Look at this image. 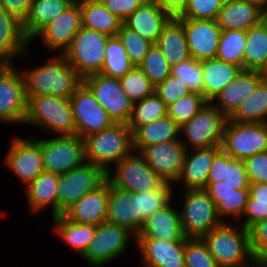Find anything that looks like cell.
<instances>
[{
	"label": "cell",
	"mask_w": 267,
	"mask_h": 267,
	"mask_svg": "<svg viewBox=\"0 0 267 267\" xmlns=\"http://www.w3.org/2000/svg\"><path fill=\"white\" fill-rule=\"evenodd\" d=\"M50 57L41 65L21 71L26 81L27 99L44 95L69 99L83 84V78L63 55Z\"/></svg>",
	"instance_id": "1"
},
{
	"label": "cell",
	"mask_w": 267,
	"mask_h": 267,
	"mask_svg": "<svg viewBox=\"0 0 267 267\" xmlns=\"http://www.w3.org/2000/svg\"><path fill=\"white\" fill-rule=\"evenodd\" d=\"M201 239L219 267H259L251 252L248 229L232 222H222Z\"/></svg>",
	"instance_id": "2"
},
{
	"label": "cell",
	"mask_w": 267,
	"mask_h": 267,
	"mask_svg": "<svg viewBox=\"0 0 267 267\" xmlns=\"http://www.w3.org/2000/svg\"><path fill=\"white\" fill-rule=\"evenodd\" d=\"M85 161L106 172L134 152L133 132L127 124H114L83 138Z\"/></svg>",
	"instance_id": "3"
},
{
	"label": "cell",
	"mask_w": 267,
	"mask_h": 267,
	"mask_svg": "<svg viewBox=\"0 0 267 267\" xmlns=\"http://www.w3.org/2000/svg\"><path fill=\"white\" fill-rule=\"evenodd\" d=\"M24 124L38 128L41 130L39 132H45L49 136L75 135L70 100L61 97L49 95L30 97Z\"/></svg>",
	"instance_id": "4"
},
{
	"label": "cell",
	"mask_w": 267,
	"mask_h": 267,
	"mask_svg": "<svg viewBox=\"0 0 267 267\" xmlns=\"http://www.w3.org/2000/svg\"><path fill=\"white\" fill-rule=\"evenodd\" d=\"M132 240L135 248L136 234L133 231L105 221L96 226L94 238L81 260L84 259L90 267H106L127 252Z\"/></svg>",
	"instance_id": "5"
},
{
	"label": "cell",
	"mask_w": 267,
	"mask_h": 267,
	"mask_svg": "<svg viewBox=\"0 0 267 267\" xmlns=\"http://www.w3.org/2000/svg\"><path fill=\"white\" fill-rule=\"evenodd\" d=\"M30 133L40 145L43 168L58 176L65 174L85 161L84 142L77 135H59L44 138Z\"/></svg>",
	"instance_id": "6"
},
{
	"label": "cell",
	"mask_w": 267,
	"mask_h": 267,
	"mask_svg": "<svg viewBox=\"0 0 267 267\" xmlns=\"http://www.w3.org/2000/svg\"><path fill=\"white\" fill-rule=\"evenodd\" d=\"M16 63H0V126L24 125L28 99L22 69Z\"/></svg>",
	"instance_id": "7"
},
{
	"label": "cell",
	"mask_w": 267,
	"mask_h": 267,
	"mask_svg": "<svg viewBox=\"0 0 267 267\" xmlns=\"http://www.w3.org/2000/svg\"><path fill=\"white\" fill-rule=\"evenodd\" d=\"M179 209L181 228L187 238H201L222 223L213 199L204 189L183 190Z\"/></svg>",
	"instance_id": "8"
},
{
	"label": "cell",
	"mask_w": 267,
	"mask_h": 267,
	"mask_svg": "<svg viewBox=\"0 0 267 267\" xmlns=\"http://www.w3.org/2000/svg\"><path fill=\"white\" fill-rule=\"evenodd\" d=\"M228 117L211 102L180 127V140L186 150L221 146Z\"/></svg>",
	"instance_id": "9"
},
{
	"label": "cell",
	"mask_w": 267,
	"mask_h": 267,
	"mask_svg": "<svg viewBox=\"0 0 267 267\" xmlns=\"http://www.w3.org/2000/svg\"><path fill=\"white\" fill-rule=\"evenodd\" d=\"M108 37L82 27L62 55L83 79L98 74L103 66Z\"/></svg>",
	"instance_id": "10"
},
{
	"label": "cell",
	"mask_w": 267,
	"mask_h": 267,
	"mask_svg": "<svg viewBox=\"0 0 267 267\" xmlns=\"http://www.w3.org/2000/svg\"><path fill=\"white\" fill-rule=\"evenodd\" d=\"M107 181L106 171L88 161L59 176L57 193V216L62 215L82 196Z\"/></svg>",
	"instance_id": "11"
},
{
	"label": "cell",
	"mask_w": 267,
	"mask_h": 267,
	"mask_svg": "<svg viewBox=\"0 0 267 267\" xmlns=\"http://www.w3.org/2000/svg\"><path fill=\"white\" fill-rule=\"evenodd\" d=\"M106 178L110 185L132 193L157 189L164 183L139 152L135 151L115 163L106 172Z\"/></svg>",
	"instance_id": "12"
},
{
	"label": "cell",
	"mask_w": 267,
	"mask_h": 267,
	"mask_svg": "<svg viewBox=\"0 0 267 267\" xmlns=\"http://www.w3.org/2000/svg\"><path fill=\"white\" fill-rule=\"evenodd\" d=\"M221 149L239 160L266 152L267 123H239L227 120Z\"/></svg>",
	"instance_id": "13"
},
{
	"label": "cell",
	"mask_w": 267,
	"mask_h": 267,
	"mask_svg": "<svg viewBox=\"0 0 267 267\" xmlns=\"http://www.w3.org/2000/svg\"><path fill=\"white\" fill-rule=\"evenodd\" d=\"M83 83L90 89L115 124L129 122L133 102L122 89L119 78L98 73L85 77Z\"/></svg>",
	"instance_id": "14"
},
{
	"label": "cell",
	"mask_w": 267,
	"mask_h": 267,
	"mask_svg": "<svg viewBox=\"0 0 267 267\" xmlns=\"http://www.w3.org/2000/svg\"><path fill=\"white\" fill-rule=\"evenodd\" d=\"M23 137L18 134L11 137L9 148L2 161L5 168L26 187L45 170L40 145L31 136Z\"/></svg>",
	"instance_id": "15"
},
{
	"label": "cell",
	"mask_w": 267,
	"mask_h": 267,
	"mask_svg": "<svg viewBox=\"0 0 267 267\" xmlns=\"http://www.w3.org/2000/svg\"><path fill=\"white\" fill-rule=\"evenodd\" d=\"M69 100L75 124V135L82 139L115 124L84 83Z\"/></svg>",
	"instance_id": "16"
},
{
	"label": "cell",
	"mask_w": 267,
	"mask_h": 267,
	"mask_svg": "<svg viewBox=\"0 0 267 267\" xmlns=\"http://www.w3.org/2000/svg\"><path fill=\"white\" fill-rule=\"evenodd\" d=\"M82 28L79 3L75 1L70 7L47 24L30 42L41 40L46 51L62 55L71 44L74 36Z\"/></svg>",
	"instance_id": "17"
},
{
	"label": "cell",
	"mask_w": 267,
	"mask_h": 267,
	"mask_svg": "<svg viewBox=\"0 0 267 267\" xmlns=\"http://www.w3.org/2000/svg\"><path fill=\"white\" fill-rule=\"evenodd\" d=\"M138 152L164 182L174 184L177 181L186 154L180 139L146 146Z\"/></svg>",
	"instance_id": "18"
},
{
	"label": "cell",
	"mask_w": 267,
	"mask_h": 267,
	"mask_svg": "<svg viewBox=\"0 0 267 267\" xmlns=\"http://www.w3.org/2000/svg\"><path fill=\"white\" fill-rule=\"evenodd\" d=\"M185 30L192 59L201 61L215 58L221 36L216 20L176 18Z\"/></svg>",
	"instance_id": "19"
},
{
	"label": "cell",
	"mask_w": 267,
	"mask_h": 267,
	"mask_svg": "<svg viewBox=\"0 0 267 267\" xmlns=\"http://www.w3.org/2000/svg\"><path fill=\"white\" fill-rule=\"evenodd\" d=\"M186 240L164 241L152 238H136L137 254L143 267H185Z\"/></svg>",
	"instance_id": "20"
},
{
	"label": "cell",
	"mask_w": 267,
	"mask_h": 267,
	"mask_svg": "<svg viewBox=\"0 0 267 267\" xmlns=\"http://www.w3.org/2000/svg\"><path fill=\"white\" fill-rule=\"evenodd\" d=\"M28 50L30 42L23 33L22 22L0 6V63L27 60L33 55Z\"/></svg>",
	"instance_id": "21"
},
{
	"label": "cell",
	"mask_w": 267,
	"mask_h": 267,
	"mask_svg": "<svg viewBox=\"0 0 267 267\" xmlns=\"http://www.w3.org/2000/svg\"><path fill=\"white\" fill-rule=\"evenodd\" d=\"M220 150L221 146L186 150L181 173L173 185L181 184L182 190L205 189L214 156Z\"/></svg>",
	"instance_id": "22"
},
{
	"label": "cell",
	"mask_w": 267,
	"mask_h": 267,
	"mask_svg": "<svg viewBox=\"0 0 267 267\" xmlns=\"http://www.w3.org/2000/svg\"><path fill=\"white\" fill-rule=\"evenodd\" d=\"M174 199L162 210L152 214L144 221L136 238H152L164 241L187 240L181 228L179 207Z\"/></svg>",
	"instance_id": "23"
},
{
	"label": "cell",
	"mask_w": 267,
	"mask_h": 267,
	"mask_svg": "<svg viewBox=\"0 0 267 267\" xmlns=\"http://www.w3.org/2000/svg\"><path fill=\"white\" fill-rule=\"evenodd\" d=\"M109 197V183L85 194L62 215L76 223L99 225L106 221Z\"/></svg>",
	"instance_id": "24"
},
{
	"label": "cell",
	"mask_w": 267,
	"mask_h": 267,
	"mask_svg": "<svg viewBox=\"0 0 267 267\" xmlns=\"http://www.w3.org/2000/svg\"><path fill=\"white\" fill-rule=\"evenodd\" d=\"M262 80L263 77L258 71L242 70L214 97L211 103L229 117L243 100L256 90Z\"/></svg>",
	"instance_id": "25"
},
{
	"label": "cell",
	"mask_w": 267,
	"mask_h": 267,
	"mask_svg": "<svg viewBox=\"0 0 267 267\" xmlns=\"http://www.w3.org/2000/svg\"><path fill=\"white\" fill-rule=\"evenodd\" d=\"M265 18L267 13L254 3L246 0H225L216 21L221 30L247 31Z\"/></svg>",
	"instance_id": "26"
},
{
	"label": "cell",
	"mask_w": 267,
	"mask_h": 267,
	"mask_svg": "<svg viewBox=\"0 0 267 267\" xmlns=\"http://www.w3.org/2000/svg\"><path fill=\"white\" fill-rule=\"evenodd\" d=\"M106 221L129 228L136 235L140 230L138 197L132 192L109 184Z\"/></svg>",
	"instance_id": "27"
},
{
	"label": "cell",
	"mask_w": 267,
	"mask_h": 267,
	"mask_svg": "<svg viewBox=\"0 0 267 267\" xmlns=\"http://www.w3.org/2000/svg\"><path fill=\"white\" fill-rule=\"evenodd\" d=\"M171 17L153 0L145 1L123 23L141 37L156 44Z\"/></svg>",
	"instance_id": "28"
},
{
	"label": "cell",
	"mask_w": 267,
	"mask_h": 267,
	"mask_svg": "<svg viewBox=\"0 0 267 267\" xmlns=\"http://www.w3.org/2000/svg\"><path fill=\"white\" fill-rule=\"evenodd\" d=\"M58 181V175L44 171L24 187L31 214L38 215L44 209L50 208L51 218L57 216Z\"/></svg>",
	"instance_id": "29"
},
{
	"label": "cell",
	"mask_w": 267,
	"mask_h": 267,
	"mask_svg": "<svg viewBox=\"0 0 267 267\" xmlns=\"http://www.w3.org/2000/svg\"><path fill=\"white\" fill-rule=\"evenodd\" d=\"M203 75L202 96L211 102L214 97L243 70L217 58L200 61Z\"/></svg>",
	"instance_id": "30"
},
{
	"label": "cell",
	"mask_w": 267,
	"mask_h": 267,
	"mask_svg": "<svg viewBox=\"0 0 267 267\" xmlns=\"http://www.w3.org/2000/svg\"><path fill=\"white\" fill-rule=\"evenodd\" d=\"M228 184L234 189L249 188L243 160L232 158L222 149L214 156L206 183Z\"/></svg>",
	"instance_id": "31"
},
{
	"label": "cell",
	"mask_w": 267,
	"mask_h": 267,
	"mask_svg": "<svg viewBox=\"0 0 267 267\" xmlns=\"http://www.w3.org/2000/svg\"><path fill=\"white\" fill-rule=\"evenodd\" d=\"M76 0H33L22 29L29 42Z\"/></svg>",
	"instance_id": "32"
},
{
	"label": "cell",
	"mask_w": 267,
	"mask_h": 267,
	"mask_svg": "<svg viewBox=\"0 0 267 267\" xmlns=\"http://www.w3.org/2000/svg\"><path fill=\"white\" fill-rule=\"evenodd\" d=\"M54 231L53 234L60 238V240L69 249L74 250L83 256L87 250L90 242L94 238L96 232V225L86 223H76L66 219L63 215L51 218Z\"/></svg>",
	"instance_id": "33"
},
{
	"label": "cell",
	"mask_w": 267,
	"mask_h": 267,
	"mask_svg": "<svg viewBox=\"0 0 267 267\" xmlns=\"http://www.w3.org/2000/svg\"><path fill=\"white\" fill-rule=\"evenodd\" d=\"M171 67L191 59L183 25L171 18L156 42Z\"/></svg>",
	"instance_id": "34"
},
{
	"label": "cell",
	"mask_w": 267,
	"mask_h": 267,
	"mask_svg": "<svg viewBox=\"0 0 267 267\" xmlns=\"http://www.w3.org/2000/svg\"><path fill=\"white\" fill-rule=\"evenodd\" d=\"M180 139V127L167 115L138 127L133 132L134 151L154 144Z\"/></svg>",
	"instance_id": "35"
},
{
	"label": "cell",
	"mask_w": 267,
	"mask_h": 267,
	"mask_svg": "<svg viewBox=\"0 0 267 267\" xmlns=\"http://www.w3.org/2000/svg\"><path fill=\"white\" fill-rule=\"evenodd\" d=\"M239 123H267V80H262L256 90L248 96L228 117Z\"/></svg>",
	"instance_id": "36"
},
{
	"label": "cell",
	"mask_w": 267,
	"mask_h": 267,
	"mask_svg": "<svg viewBox=\"0 0 267 267\" xmlns=\"http://www.w3.org/2000/svg\"><path fill=\"white\" fill-rule=\"evenodd\" d=\"M82 27L96 30L107 36H116L123 21L112 14L102 3H79Z\"/></svg>",
	"instance_id": "37"
},
{
	"label": "cell",
	"mask_w": 267,
	"mask_h": 267,
	"mask_svg": "<svg viewBox=\"0 0 267 267\" xmlns=\"http://www.w3.org/2000/svg\"><path fill=\"white\" fill-rule=\"evenodd\" d=\"M267 58V18L246 31L243 70L259 71Z\"/></svg>",
	"instance_id": "38"
},
{
	"label": "cell",
	"mask_w": 267,
	"mask_h": 267,
	"mask_svg": "<svg viewBox=\"0 0 267 267\" xmlns=\"http://www.w3.org/2000/svg\"><path fill=\"white\" fill-rule=\"evenodd\" d=\"M134 65L131 63L127 52L118 36H109L105 49V58L101 74L121 78L126 75Z\"/></svg>",
	"instance_id": "39"
},
{
	"label": "cell",
	"mask_w": 267,
	"mask_h": 267,
	"mask_svg": "<svg viewBox=\"0 0 267 267\" xmlns=\"http://www.w3.org/2000/svg\"><path fill=\"white\" fill-rule=\"evenodd\" d=\"M175 186L164 182L159 188L147 192L134 193L138 197V213H140V228L145 220L152 214L162 210L172 200L175 192Z\"/></svg>",
	"instance_id": "40"
},
{
	"label": "cell",
	"mask_w": 267,
	"mask_h": 267,
	"mask_svg": "<svg viewBox=\"0 0 267 267\" xmlns=\"http://www.w3.org/2000/svg\"><path fill=\"white\" fill-rule=\"evenodd\" d=\"M167 116V105L154 92L133 103L132 114L127 125L134 132L138 127Z\"/></svg>",
	"instance_id": "41"
},
{
	"label": "cell",
	"mask_w": 267,
	"mask_h": 267,
	"mask_svg": "<svg viewBox=\"0 0 267 267\" xmlns=\"http://www.w3.org/2000/svg\"><path fill=\"white\" fill-rule=\"evenodd\" d=\"M246 31L222 30L215 58L235 64L243 69Z\"/></svg>",
	"instance_id": "42"
},
{
	"label": "cell",
	"mask_w": 267,
	"mask_h": 267,
	"mask_svg": "<svg viewBox=\"0 0 267 267\" xmlns=\"http://www.w3.org/2000/svg\"><path fill=\"white\" fill-rule=\"evenodd\" d=\"M215 205L217 213L222 222H231L230 220L238 221L242 219L245 212L249 197V189H235L233 193L228 195H209ZM236 219V220H235ZM229 220V221H228Z\"/></svg>",
	"instance_id": "43"
},
{
	"label": "cell",
	"mask_w": 267,
	"mask_h": 267,
	"mask_svg": "<svg viewBox=\"0 0 267 267\" xmlns=\"http://www.w3.org/2000/svg\"><path fill=\"white\" fill-rule=\"evenodd\" d=\"M208 101L198 92H191L167 106V115L181 127L190 121Z\"/></svg>",
	"instance_id": "44"
},
{
	"label": "cell",
	"mask_w": 267,
	"mask_h": 267,
	"mask_svg": "<svg viewBox=\"0 0 267 267\" xmlns=\"http://www.w3.org/2000/svg\"><path fill=\"white\" fill-rule=\"evenodd\" d=\"M122 89L130 100L135 103L155 92V86L139 67H133L120 78Z\"/></svg>",
	"instance_id": "45"
},
{
	"label": "cell",
	"mask_w": 267,
	"mask_h": 267,
	"mask_svg": "<svg viewBox=\"0 0 267 267\" xmlns=\"http://www.w3.org/2000/svg\"><path fill=\"white\" fill-rule=\"evenodd\" d=\"M139 68L156 87L171 74L172 67L160 48L156 44H152Z\"/></svg>",
	"instance_id": "46"
},
{
	"label": "cell",
	"mask_w": 267,
	"mask_h": 267,
	"mask_svg": "<svg viewBox=\"0 0 267 267\" xmlns=\"http://www.w3.org/2000/svg\"><path fill=\"white\" fill-rule=\"evenodd\" d=\"M117 36L123 44L131 63L135 67H139L153 43L141 37L124 23L117 32Z\"/></svg>",
	"instance_id": "47"
},
{
	"label": "cell",
	"mask_w": 267,
	"mask_h": 267,
	"mask_svg": "<svg viewBox=\"0 0 267 267\" xmlns=\"http://www.w3.org/2000/svg\"><path fill=\"white\" fill-rule=\"evenodd\" d=\"M185 267H219L201 238H188L184 251Z\"/></svg>",
	"instance_id": "48"
},
{
	"label": "cell",
	"mask_w": 267,
	"mask_h": 267,
	"mask_svg": "<svg viewBox=\"0 0 267 267\" xmlns=\"http://www.w3.org/2000/svg\"><path fill=\"white\" fill-rule=\"evenodd\" d=\"M171 74L182 79L192 92L202 94L203 75L200 61L191 58L174 65Z\"/></svg>",
	"instance_id": "49"
},
{
	"label": "cell",
	"mask_w": 267,
	"mask_h": 267,
	"mask_svg": "<svg viewBox=\"0 0 267 267\" xmlns=\"http://www.w3.org/2000/svg\"><path fill=\"white\" fill-rule=\"evenodd\" d=\"M225 0H188L184 12L177 18L216 20Z\"/></svg>",
	"instance_id": "50"
},
{
	"label": "cell",
	"mask_w": 267,
	"mask_h": 267,
	"mask_svg": "<svg viewBox=\"0 0 267 267\" xmlns=\"http://www.w3.org/2000/svg\"><path fill=\"white\" fill-rule=\"evenodd\" d=\"M191 92L182 79L172 74L155 87V93L167 106Z\"/></svg>",
	"instance_id": "51"
},
{
	"label": "cell",
	"mask_w": 267,
	"mask_h": 267,
	"mask_svg": "<svg viewBox=\"0 0 267 267\" xmlns=\"http://www.w3.org/2000/svg\"><path fill=\"white\" fill-rule=\"evenodd\" d=\"M248 234L251 252L260 261L267 254V218L251 225Z\"/></svg>",
	"instance_id": "52"
},
{
	"label": "cell",
	"mask_w": 267,
	"mask_h": 267,
	"mask_svg": "<svg viewBox=\"0 0 267 267\" xmlns=\"http://www.w3.org/2000/svg\"><path fill=\"white\" fill-rule=\"evenodd\" d=\"M249 183H267V151L243 160Z\"/></svg>",
	"instance_id": "53"
},
{
	"label": "cell",
	"mask_w": 267,
	"mask_h": 267,
	"mask_svg": "<svg viewBox=\"0 0 267 267\" xmlns=\"http://www.w3.org/2000/svg\"><path fill=\"white\" fill-rule=\"evenodd\" d=\"M266 218H267V202L257 201L249 196L245 212L242 216V219L240 220L242 222L241 225L245 229H248L251 225Z\"/></svg>",
	"instance_id": "54"
},
{
	"label": "cell",
	"mask_w": 267,
	"mask_h": 267,
	"mask_svg": "<svg viewBox=\"0 0 267 267\" xmlns=\"http://www.w3.org/2000/svg\"><path fill=\"white\" fill-rule=\"evenodd\" d=\"M147 0H105L102 4L124 21Z\"/></svg>",
	"instance_id": "55"
},
{
	"label": "cell",
	"mask_w": 267,
	"mask_h": 267,
	"mask_svg": "<svg viewBox=\"0 0 267 267\" xmlns=\"http://www.w3.org/2000/svg\"><path fill=\"white\" fill-rule=\"evenodd\" d=\"M32 1L33 0H0V6L23 23L28 16Z\"/></svg>",
	"instance_id": "56"
},
{
	"label": "cell",
	"mask_w": 267,
	"mask_h": 267,
	"mask_svg": "<svg viewBox=\"0 0 267 267\" xmlns=\"http://www.w3.org/2000/svg\"><path fill=\"white\" fill-rule=\"evenodd\" d=\"M171 18L179 17L187 7L188 0H153Z\"/></svg>",
	"instance_id": "57"
},
{
	"label": "cell",
	"mask_w": 267,
	"mask_h": 267,
	"mask_svg": "<svg viewBox=\"0 0 267 267\" xmlns=\"http://www.w3.org/2000/svg\"><path fill=\"white\" fill-rule=\"evenodd\" d=\"M248 189L252 199L267 202V183H250Z\"/></svg>",
	"instance_id": "58"
},
{
	"label": "cell",
	"mask_w": 267,
	"mask_h": 267,
	"mask_svg": "<svg viewBox=\"0 0 267 267\" xmlns=\"http://www.w3.org/2000/svg\"><path fill=\"white\" fill-rule=\"evenodd\" d=\"M208 195H228L233 193L235 190L233 186L228 184H219L216 183H206V187L204 189Z\"/></svg>",
	"instance_id": "59"
},
{
	"label": "cell",
	"mask_w": 267,
	"mask_h": 267,
	"mask_svg": "<svg viewBox=\"0 0 267 267\" xmlns=\"http://www.w3.org/2000/svg\"><path fill=\"white\" fill-rule=\"evenodd\" d=\"M246 1L258 5L261 9H263L267 13V0H246Z\"/></svg>",
	"instance_id": "60"
},
{
	"label": "cell",
	"mask_w": 267,
	"mask_h": 267,
	"mask_svg": "<svg viewBox=\"0 0 267 267\" xmlns=\"http://www.w3.org/2000/svg\"><path fill=\"white\" fill-rule=\"evenodd\" d=\"M258 72L263 77L264 80H267V58L264 65Z\"/></svg>",
	"instance_id": "61"
},
{
	"label": "cell",
	"mask_w": 267,
	"mask_h": 267,
	"mask_svg": "<svg viewBox=\"0 0 267 267\" xmlns=\"http://www.w3.org/2000/svg\"><path fill=\"white\" fill-rule=\"evenodd\" d=\"M78 3H103L105 0H76Z\"/></svg>",
	"instance_id": "62"
},
{
	"label": "cell",
	"mask_w": 267,
	"mask_h": 267,
	"mask_svg": "<svg viewBox=\"0 0 267 267\" xmlns=\"http://www.w3.org/2000/svg\"><path fill=\"white\" fill-rule=\"evenodd\" d=\"M259 267H267V254L259 261Z\"/></svg>",
	"instance_id": "63"
}]
</instances>
